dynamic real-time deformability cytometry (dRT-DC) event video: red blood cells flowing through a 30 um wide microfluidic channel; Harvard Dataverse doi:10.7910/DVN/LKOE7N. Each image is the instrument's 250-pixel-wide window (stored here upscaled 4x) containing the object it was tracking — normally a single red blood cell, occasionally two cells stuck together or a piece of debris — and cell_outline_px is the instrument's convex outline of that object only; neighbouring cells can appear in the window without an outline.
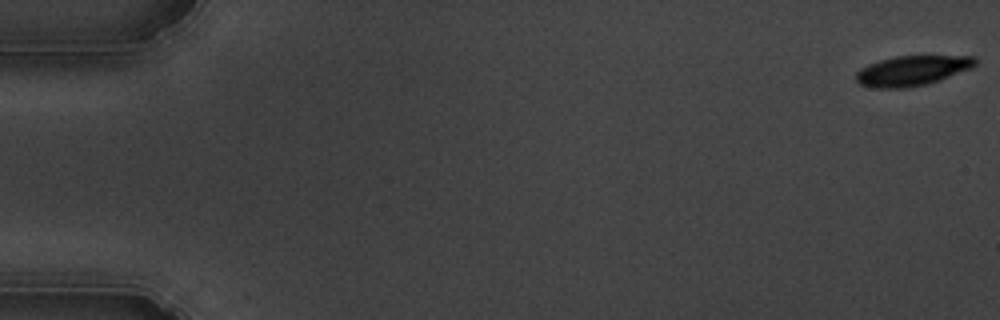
{"species": "common noctule bat (a hibernating species)", "species_latin": "Nyctalus noctula", "temperature_condition": "cold", "stored_images_in_passage": 8, "camera_frame_rate_fps": 3000, "um_per_image_px": 0.085, "animal": {"sex": "male", "body_mass_g": 19.5, "forearm_length_mm": 54.6}, "frame": {"image": 1, "passage_image": 1, "time_ms": 0.0, "image_size_px": [1000, 320], "cell_outline_px": [[976, 64], [972, 68], [940, 80], [908, 88], [876, 88], [860, 84], [856, 80], [856, 72], [860, 68], [868, 64], [880, 60], [896, 56], [976, 56]], "centroid_in_image_um": [77.53, 6.0], "position_along_channel_um": 7.5, "area_um2": 20.81}}